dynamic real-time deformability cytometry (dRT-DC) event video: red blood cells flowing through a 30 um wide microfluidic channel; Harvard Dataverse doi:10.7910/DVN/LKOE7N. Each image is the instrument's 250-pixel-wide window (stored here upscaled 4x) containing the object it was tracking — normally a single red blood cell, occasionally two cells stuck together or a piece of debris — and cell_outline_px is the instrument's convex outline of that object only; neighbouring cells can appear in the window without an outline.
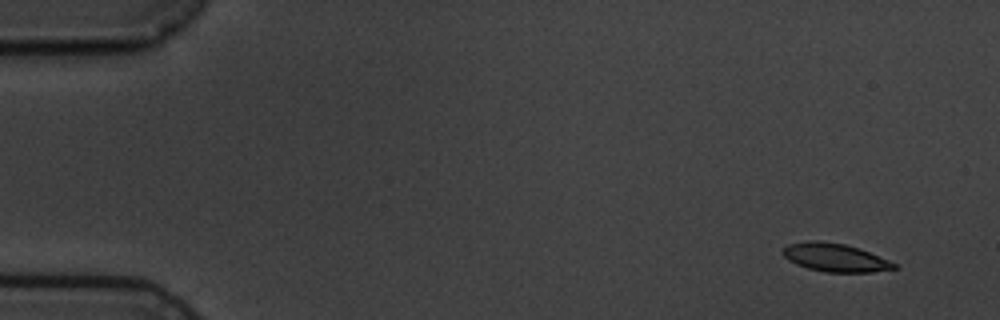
{"species": "common noctule bat (a hibernating species)", "species_latin": "Nyctalus noctula", "temperature_condition": "cold", "stored_images_in_passage": 6, "camera_frame_rate_fps": 3000, "um_per_image_px": 0.085, "animal": {"sex": "male", "body_mass_g": 19.5, "forearm_length_mm": 54.6}, "frame": {"image": 1, "passage_image": 2, "time_ms": 1.0, "image_size_px": [1000, 320], "cell_outline_px": [[896, 268], [872, 272], [824, 272], [808, 268], [796, 264], [788, 260], [780, 252], [788, 244], [808, 240], [816, 240], [844, 244], [868, 252], [888, 260], [896, 264]], "centroid_in_image_um": [70.91, 21.89], "position_along_channel_um": 14.1, "area_um2": 18.09}}
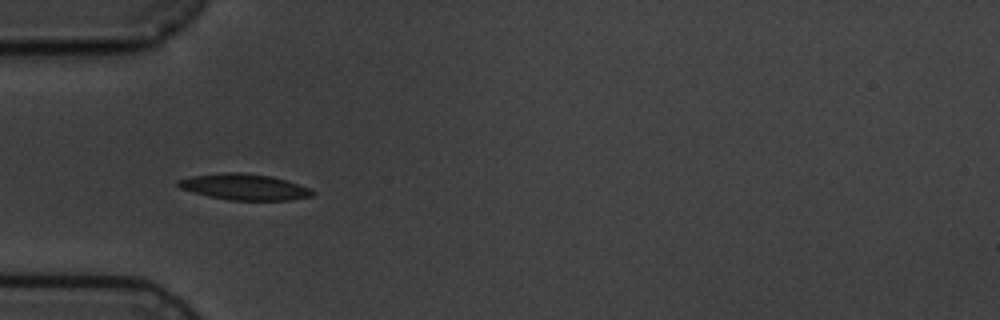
{"frame": {"image": 2, "passage_image": 6, "time_ms": 5.667, "image_size_px": [1000, 320], "cell_outline_px": [[316, 192], [312, 196], [288, 200], [228, 200], [208, 196], [192, 192], [180, 188], [176, 184], [176, 180], [192, 176], [224, 172], [240, 172], [272, 176], [288, 180], [312, 188]], "centroid_in_image_um": [20.79, 15.88], "position_along_channel_um": 64.2, "area_um2": 20.63}}